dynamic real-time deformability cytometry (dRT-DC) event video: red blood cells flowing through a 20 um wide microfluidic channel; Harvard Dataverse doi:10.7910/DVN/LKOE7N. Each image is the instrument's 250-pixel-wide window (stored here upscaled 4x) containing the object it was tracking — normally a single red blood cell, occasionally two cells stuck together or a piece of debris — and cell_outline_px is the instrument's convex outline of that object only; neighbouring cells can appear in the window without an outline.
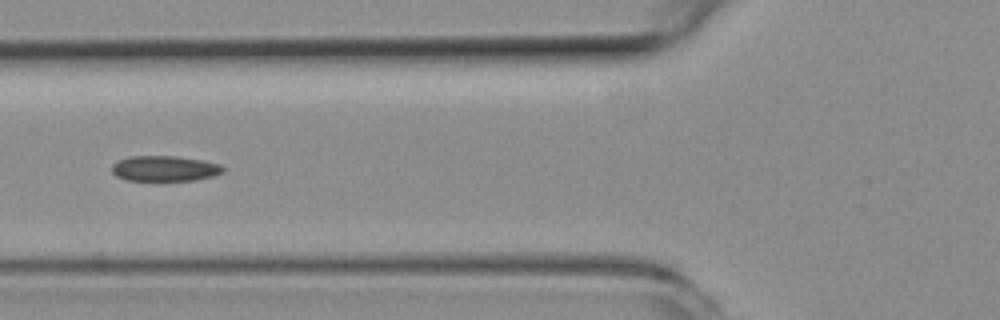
{"species": "common noctule bat (a hibernating species)", "species_latin": "Nyctalus noctula", "temperature_condition": "room temperature", "stored_images_in_passage": 18, "segment_of_instrument_passage": [2, 2], "camera_frame_rate_fps": 3000, "um_per_image_px": 0.085, "animal": {"sex": "female", "body_mass_g": 19.3, "forearm_length_mm": 54.1}, "frame": {"image": 1, "passage_image": 15, "time_ms": 4.667, "image_size_px": [1000, 320], "cell_outline_px": [[224, 172], [212, 176], [196, 180], [128, 180], [116, 176], [112, 172], [112, 164], [128, 156], [176, 156], [200, 160], [220, 164], [224, 168]], "centroid_in_image_um": [13.99, 14.32], "position_along_channel_um": 111.8, "area_um2": 16.36}}